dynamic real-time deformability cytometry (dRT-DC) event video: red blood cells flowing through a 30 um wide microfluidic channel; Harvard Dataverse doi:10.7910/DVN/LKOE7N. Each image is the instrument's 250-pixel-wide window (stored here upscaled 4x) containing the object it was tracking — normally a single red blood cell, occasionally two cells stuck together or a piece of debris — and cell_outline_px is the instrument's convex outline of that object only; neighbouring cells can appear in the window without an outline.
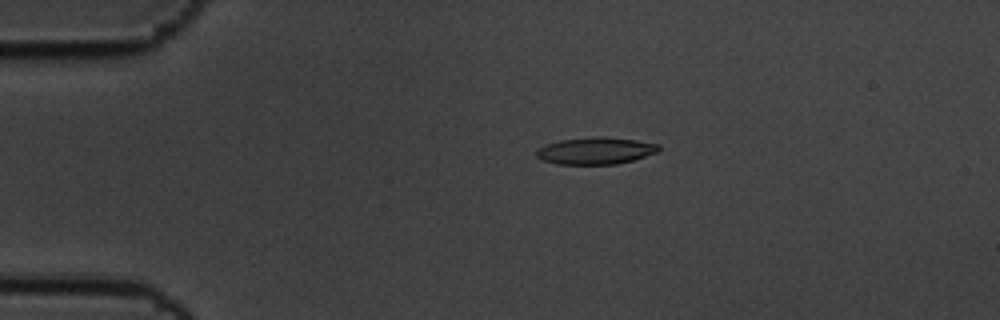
{"species": "common noctule bat (a hibernating species)", "species_latin": "Nyctalus noctula", "temperature_condition": "cold", "stored_images_in_passage": 8, "camera_frame_rate_fps": 3000, "um_per_image_px": 0.085, "animal": {"sex": "male", "body_mass_g": 19.5, "forearm_length_mm": 54.6}, "frame": {"image": 1, "passage_image": 4, "time_ms": 1.0, "image_size_px": [1000, 320], "cell_outline_px": [[660, 148], [656, 152], [632, 160], [616, 164], [556, 164], [544, 160], [536, 156], [536, 148], [560, 140], [596, 136], [604, 136], [636, 140], [660, 144]], "centroid_in_image_um": [50.61, 12.8], "position_along_channel_um": 34.4, "area_um2": 19.13}}
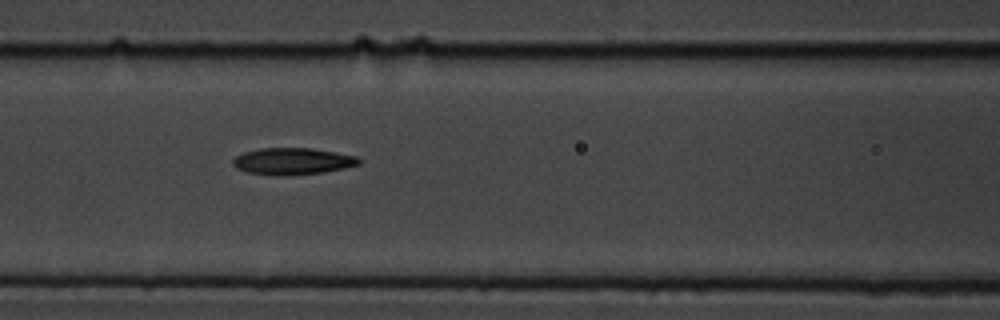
{"frame": {"image": 2, "passage_image": 7, "time_ms": 2.0, "image_size_px": [1000, 320], "cell_outline_px": [[360, 164], [344, 168], [324, 172], [292, 176], [280, 176], [248, 172], [236, 168], [232, 164], [232, 160], [236, 156], [244, 152], [260, 148], [312, 148], [356, 156], [360, 160]], "centroid_in_image_um": [24.85, 13.71], "position_along_channel_um": 141.7, "area_um2": 19.71}}
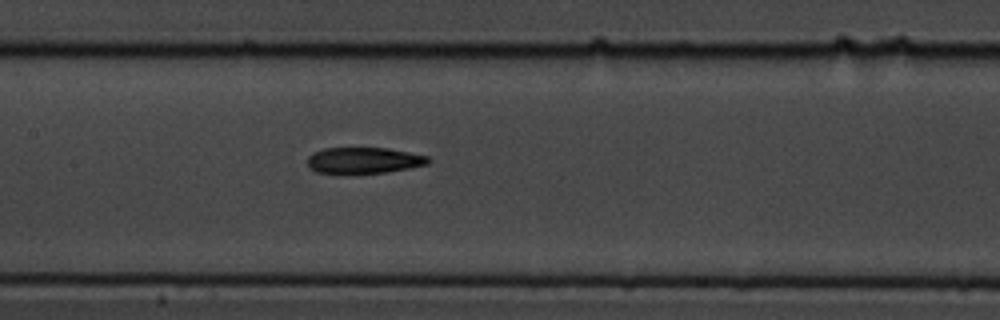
{"frame": {"image": 3, "passage_image": 8, "time_ms": 2.333, "image_size_px": [1000, 320], "cell_outline_px": [[432, 160], [428, 164], [408, 168], [384, 172], [344, 176], [316, 172], [308, 168], [308, 156], [312, 152], [324, 148], [388, 148], [428, 156]], "centroid_in_image_um": [30.85, 13.67], "position_along_channel_um": 176.5, "area_um2": 19.07}}